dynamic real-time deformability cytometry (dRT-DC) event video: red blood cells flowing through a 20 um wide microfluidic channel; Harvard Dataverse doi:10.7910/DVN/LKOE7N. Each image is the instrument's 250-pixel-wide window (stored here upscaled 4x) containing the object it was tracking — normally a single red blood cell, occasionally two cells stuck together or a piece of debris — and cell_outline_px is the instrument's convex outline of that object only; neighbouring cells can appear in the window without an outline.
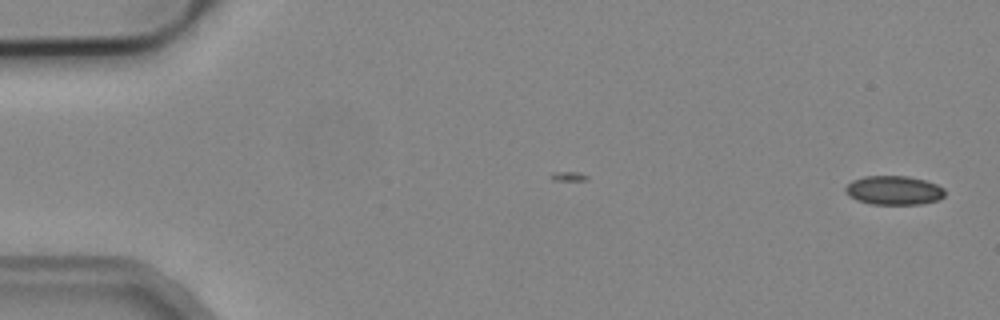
{"species": "common noctule bat (a hibernating species)", "species_latin": "Nyctalus noctula", "temperature_condition": "cold", "stored_images_in_passage": 52, "camera_frame_rate_fps": 3000, "um_per_image_px": 0.085, "animal": {"sex": "male", "body_mass_g": 19.2, "forearm_length_mm": 51.8}, "frame": {"image": 1, "passage_image": 1, "time_ms": 0.0, "image_size_px": [1000, 320], "cell_outline_px": [[944, 196], [940, 200], [920, 204], [868, 204], [856, 200], [848, 196], [844, 192], [844, 188], [852, 180], [864, 176], [908, 176], [924, 180], [936, 184], [944, 188]], "centroid_in_image_um": [75.95, 16.18], "position_along_channel_um": 9.1, "area_um2": 16.99}}
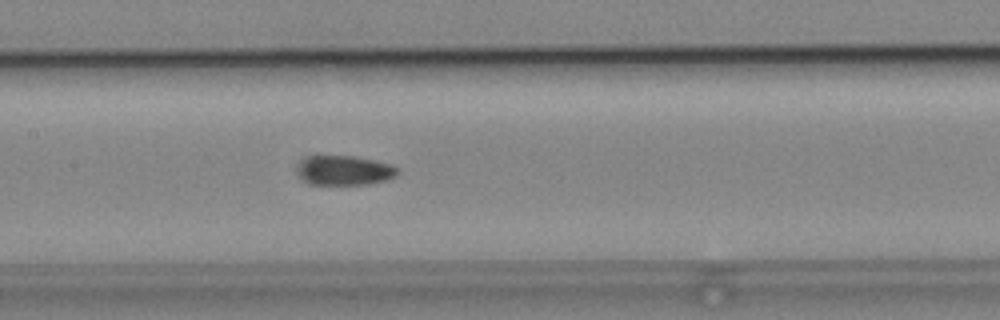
{"frame": {"image": 2, "passage_image": 25, "time_ms": 8.0, "image_size_px": [1000, 320], "cell_outline_px": [[400, 172], [396, 176], [384, 180], [368, 184], [312, 184], [304, 180], [300, 176], [300, 164], [308, 156], [352, 156], [376, 160], [392, 164], [400, 168]], "centroid_in_image_um": [29.38, 14.48], "position_along_channel_um": 178.0, "area_um2": 17.05}}
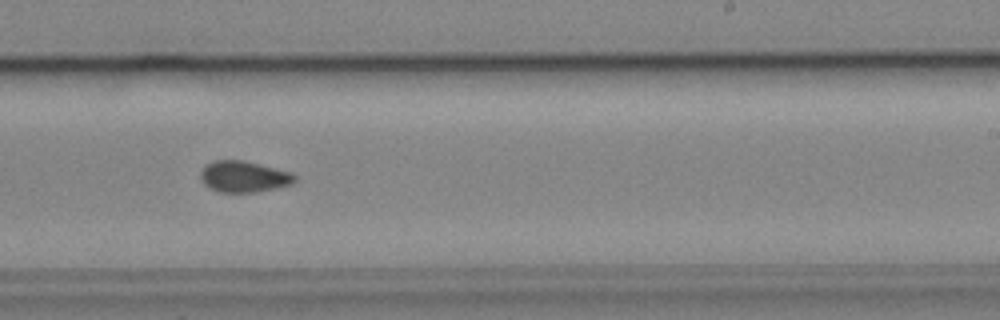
{"frame": {"image": 3, "passage_image": 32, "time_ms": 10.333, "image_size_px": [1000, 320], "cell_outline_px": [[296, 180], [292, 184], [276, 188], [256, 192], [220, 192], [208, 188], [200, 180], [200, 172], [204, 164], [212, 160], [244, 160], [292, 172], [296, 176]], "centroid_in_image_um": [20.69, 15.0], "position_along_channel_um": 268.3, "area_um2": 17.46}, "authors_computed_cell_mechanics": {"area_um2": 17.1088, "velocity_mm_per_s": 3.8835, "shape_relaxation_time_tau1_ms": null, "shape_relaxation_time_tau2_ms": 2.7435, "deformation_change_tau1": null, "deformation_change_tau2": 0.078}}